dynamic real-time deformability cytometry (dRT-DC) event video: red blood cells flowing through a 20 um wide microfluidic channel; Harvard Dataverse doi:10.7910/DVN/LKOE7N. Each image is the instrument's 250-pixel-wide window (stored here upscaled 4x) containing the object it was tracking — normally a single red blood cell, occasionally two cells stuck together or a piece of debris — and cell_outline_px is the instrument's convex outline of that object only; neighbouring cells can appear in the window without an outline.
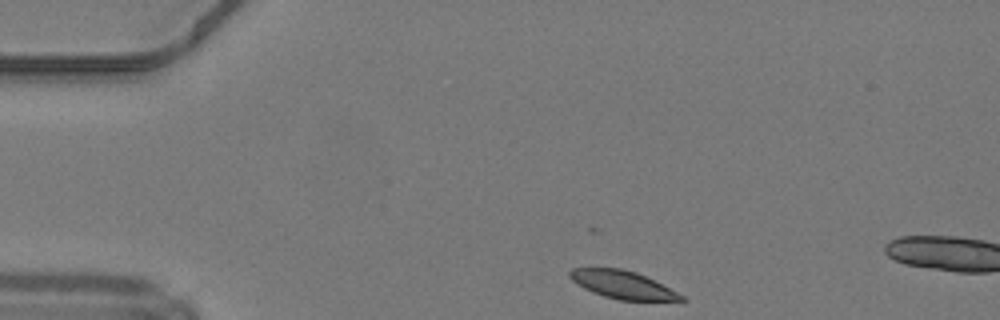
{"species": "common noctule bat (a hibernating species)", "species_latin": "Nyctalus noctula", "temperature_condition": "warm", "stored_images_in_passage": 5, "camera_frame_rate_fps": 3000, "um_per_image_px": 0.085, "animal": {"sex": "male", "body_mass_g": 19.2, "forearm_length_mm": 51.8}, "frame": {"image": 1, "passage_image": 1, "time_ms": 0.0, "image_size_px": [1000, 320], "cell_outline_px": [[688, 300], [620, 300], [604, 296], [592, 292], [576, 284], [568, 276], [568, 272], [572, 268], [620, 268], [636, 272], [684, 296]], "centroid_in_image_um": [52.85, 24.19], "position_along_channel_um": 32.2, "area_um2": 17.74}}